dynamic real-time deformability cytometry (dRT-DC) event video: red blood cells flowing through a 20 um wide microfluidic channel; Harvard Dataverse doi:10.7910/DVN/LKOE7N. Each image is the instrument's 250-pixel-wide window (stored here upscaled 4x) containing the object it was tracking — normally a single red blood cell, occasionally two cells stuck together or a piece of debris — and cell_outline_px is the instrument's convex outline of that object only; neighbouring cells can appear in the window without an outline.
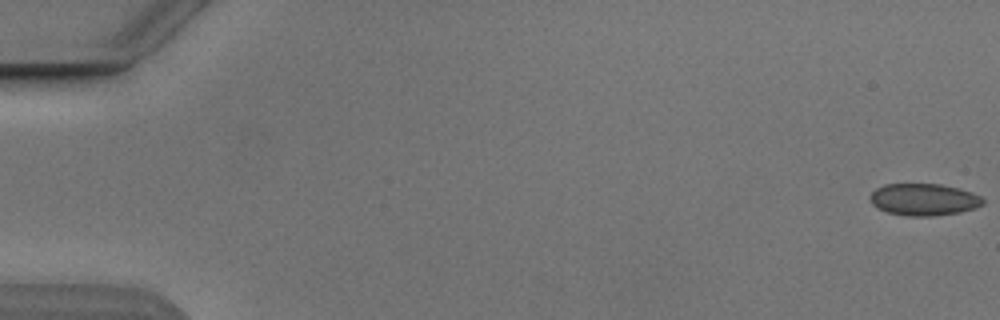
{"species": "Egyptian fruit bat (a non-hibernating species)", "species_latin": "Rousettus aegyptiacus", "temperature_condition": "cold", "stored_images_in_passage": 4, "camera_frame_rate_fps": 3000, "um_per_image_px": 0.085, "animal": {"sex": "male"}, "frame": {"image": 1, "passage_image": 1, "time_ms": 0.0, "image_size_px": [1000, 320], "cell_outline_px": [[984, 204], [976, 208], [960, 212], [932, 216], [908, 216], [888, 212], [876, 208], [872, 204], [872, 192], [876, 188], [884, 184], [940, 184], [960, 188], [972, 192], [980, 196], [984, 200]], "centroid_in_image_um": [78.56, 16.96], "position_along_channel_um": 6.4, "area_um2": 21.04}}